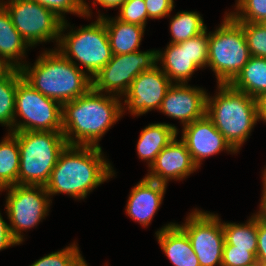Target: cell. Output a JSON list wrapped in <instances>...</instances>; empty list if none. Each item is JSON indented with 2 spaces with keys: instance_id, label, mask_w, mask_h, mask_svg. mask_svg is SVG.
<instances>
[{
  "instance_id": "obj_1",
  "label": "cell",
  "mask_w": 266,
  "mask_h": 266,
  "mask_svg": "<svg viewBox=\"0 0 266 266\" xmlns=\"http://www.w3.org/2000/svg\"><path fill=\"white\" fill-rule=\"evenodd\" d=\"M121 97L91 88L62 105V133L67 145L100 147L99 141L124 114Z\"/></svg>"
},
{
  "instance_id": "obj_2",
  "label": "cell",
  "mask_w": 266,
  "mask_h": 266,
  "mask_svg": "<svg viewBox=\"0 0 266 266\" xmlns=\"http://www.w3.org/2000/svg\"><path fill=\"white\" fill-rule=\"evenodd\" d=\"M115 174L101 147L66 145L45 185L49 196L67 194L84 199Z\"/></svg>"
},
{
  "instance_id": "obj_3",
  "label": "cell",
  "mask_w": 266,
  "mask_h": 266,
  "mask_svg": "<svg viewBox=\"0 0 266 266\" xmlns=\"http://www.w3.org/2000/svg\"><path fill=\"white\" fill-rule=\"evenodd\" d=\"M23 79L42 95L58 101L70 102L92 88V79L58 50H45L34 65L20 68Z\"/></svg>"
},
{
  "instance_id": "obj_4",
  "label": "cell",
  "mask_w": 266,
  "mask_h": 266,
  "mask_svg": "<svg viewBox=\"0 0 266 266\" xmlns=\"http://www.w3.org/2000/svg\"><path fill=\"white\" fill-rule=\"evenodd\" d=\"M217 87L214 97L207 95L206 116L231 147L239 152L259 121L256 99L230 84H217Z\"/></svg>"
},
{
  "instance_id": "obj_5",
  "label": "cell",
  "mask_w": 266,
  "mask_h": 266,
  "mask_svg": "<svg viewBox=\"0 0 266 266\" xmlns=\"http://www.w3.org/2000/svg\"><path fill=\"white\" fill-rule=\"evenodd\" d=\"M18 139L20 164L19 185L45 186L67 142L62 132H12Z\"/></svg>"
},
{
  "instance_id": "obj_6",
  "label": "cell",
  "mask_w": 266,
  "mask_h": 266,
  "mask_svg": "<svg viewBox=\"0 0 266 266\" xmlns=\"http://www.w3.org/2000/svg\"><path fill=\"white\" fill-rule=\"evenodd\" d=\"M69 26L67 20L63 21L55 49L76 66L80 65L82 71L85 68L92 79L113 56L105 23L101 17H97L91 24L81 26L78 30L72 28L68 34H64Z\"/></svg>"
},
{
  "instance_id": "obj_7",
  "label": "cell",
  "mask_w": 266,
  "mask_h": 266,
  "mask_svg": "<svg viewBox=\"0 0 266 266\" xmlns=\"http://www.w3.org/2000/svg\"><path fill=\"white\" fill-rule=\"evenodd\" d=\"M250 57L243 27L226 12L219 27L209 32L207 67L215 73L218 84H230Z\"/></svg>"
},
{
  "instance_id": "obj_8",
  "label": "cell",
  "mask_w": 266,
  "mask_h": 266,
  "mask_svg": "<svg viewBox=\"0 0 266 266\" xmlns=\"http://www.w3.org/2000/svg\"><path fill=\"white\" fill-rule=\"evenodd\" d=\"M22 117L19 122L17 117ZM62 104L42 95L22 77L17 69L14 128L11 132H62Z\"/></svg>"
},
{
  "instance_id": "obj_9",
  "label": "cell",
  "mask_w": 266,
  "mask_h": 266,
  "mask_svg": "<svg viewBox=\"0 0 266 266\" xmlns=\"http://www.w3.org/2000/svg\"><path fill=\"white\" fill-rule=\"evenodd\" d=\"M7 190L6 213L12 237L18 244L24 241L22 231L30 230L48 215L51 197L45 186L19 185L4 188Z\"/></svg>"
},
{
  "instance_id": "obj_10",
  "label": "cell",
  "mask_w": 266,
  "mask_h": 266,
  "mask_svg": "<svg viewBox=\"0 0 266 266\" xmlns=\"http://www.w3.org/2000/svg\"><path fill=\"white\" fill-rule=\"evenodd\" d=\"M2 6L26 43L33 47L60 38L63 20L34 0H8Z\"/></svg>"
},
{
  "instance_id": "obj_11",
  "label": "cell",
  "mask_w": 266,
  "mask_h": 266,
  "mask_svg": "<svg viewBox=\"0 0 266 266\" xmlns=\"http://www.w3.org/2000/svg\"><path fill=\"white\" fill-rule=\"evenodd\" d=\"M158 65L157 50L135 51L113 55L111 60L92 78V88L100 93L124 96L134 79L143 71Z\"/></svg>"
},
{
  "instance_id": "obj_12",
  "label": "cell",
  "mask_w": 266,
  "mask_h": 266,
  "mask_svg": "<svg viewBox=\"0 0 266 266\" xmlns=\"http://www.w3.org/2000/svg\"><path fill=\"white\" fill-rule=\"evenodd\" d=\"M200 266H222L225 244L221 219L217 214L194 209L182 225Z\"/></svg>"
},
{
  "instance_id": "obj_13",
  "label": "cell",
  "mask_w": 266,
  "mask_h": 266,
  "mask_svg": "<svg viewBox=\"0 0 266 266\" xmlns=\"http://www.w3.org/2000/svg\"><path fill=\"white\" fill-rule=\"evenodd\" d=\"M209 33L207 30L180 43H169L164 51L157 50V62L172 83H188L197 69L207 66ZM174 82H173V81Z\"/></svg>"
},
{
  "instance_id": "obj_14",
  "label": "cell",
  "mask_w": 266,
  "mask_h": 266,
  "mask_svg": "<svg viewBox=\"0 0 266 266\" xmlns=\"http://www.w3.org/2000/svg\"><path fill=\"white\" fill-rule=\"evenodd\" d=\"M172 84L160 66L156 65L134 79L124 95L125 99L122 100L131 115H144L153 109H160L165 94Z\"/></svg>"
},
{
  "instance_id": "obj_15",
  "label": "cell",
  "mask_w": 266,
  "mask_h": 266,
  "mask_svg": "<svg viewBox=\"0 0 266 266\" xmlns=\"http://www.w3.org/2000/svg\"><path fill=\"white\" fill-rule=\"evenodd\" d=\"M208 93L188 83H173L167 90L159 109L163 114L181 121L184 126L206 115Z\"/></svg>"
},
{
  "instance_id": "obj_16",
  "label": "cell",
  "mask_w": 266,
  "mask_h": 266,
  "mask_svg": "<svg viewBox=\"0 0 266 266\" xmlns=\"http://www.w3.org/2000/svg\"><path fill=\"white\" fill-rule=\"evenodd\" d=\"M182 128L181 140L198 168L202 160L223 150L231 154L237 153L206 115Z\"/></svg>"
},
{
  "instance_id": "obj_17",
  "label": "cell",
  "mask_w": 266,
  "mask_h": 266,
  "mask_svg": "<svg viewBox=\"0 0 266 266\" xmlns=\"http://www.w3.org/2000/svg\"><path fill=\"white\" fill-rule=\"evenodd\" d=\"M176 138L157 155L145 176L147 179L167 185L168 181L182 180L198 169L185 143Z\"/></svg>"
},
{
  "instance_id": "obj_18",
  "label": "cell",
  "mask_w": 266,
  "mask_h": 266,
  "mask_svg": "<svg viewBox=\"0 0 266 266\" xmlns=\"http://www.w3.org/2000/svg\"><path fill=\"white\" fill-rule=\"evenodd\" d=\"M167 185L144 177L129 194L126 213L134 221L147 227L159 210Z\"/></svg>"
},
{
  "instance_id": "obj_19",
  "label": "cell",
  "mask_w": 266,
  "mask_h": 266,
  "mask_svg": "<svg viewBox=\"0 0 266 266\" xmlns=\"http://www.w3.org/2000/svg\"><path fill=\"white\" fill-rule=\"evenodd\" d=\"M155 234L162 251L174 266H200L187 234L176 223L166 224Z\"/></svg>"
},
{
  "instance_id": "obj_20",
  "label": "cell",
  "mask_w": 266,
  "mask_h": 266,
  "mask_svg": "<svg viewBox=\"0 0 266 266\" xmlns=\"http://www.w3.org/2000/svg\"><path fill=\"white\" fill-rule=\"evenodd\" d=\"M105 23L113 55L128 54L139 50L145 27L109 18L99 14Z\"/></svg>"
},
{
  "instance_id": "obj_21",
  "label": "cell",
  "mask_w": 266,
  "mask_h": 266,
  "mask_svg": "<svg viewBox=\"0 0 266 266\" xmlns=\"http://www.w3.org/2000/svg\"><path fill=\"white\" fill-rule=\"evenodd\" d=\"M28 47L30 46L13 25L8 11L0 6V59L12 68L20 69L24 65L22 58L26 56Z\"/></svg>"
},
{
  "instance_id": "obj_22",
  "label": "cell",
  "mask_w": 266,
  "mask_h": 266,
  "mask_svg": "<svg viewBox=\"0 0 266 266\" xmlns=\"http://www.w3.org/2000/svg\"><path fill=\"white\" fill-rule=\"evenodd\" d=\"M178 129L168 123H152L142 129L137 142V154L141 160H147L148 167L157 155L177 136Z\"/></svg>"
},
{
  "instance_id": "obj_23",
  "label": "cell",
  "mask_w": 266,
  "mask_h": 266,
  "mask_svg": "<svg viewBox=\"0 0 266 266\" xmlns=\"http://www.w3.org/2000/svg\"><path fill=\"white\" fill-rule=\"evenodd\" d=\"M230 85L254 99L266 92V58L251 56Z\"/></svg>"
},
{
  "instance_id": "obj_24",
  "label": "cell",
  "mask_w": 266,
  "mask_h": 266,
  "mask_svg": "<svg viewBox=\"0 0 266 266\" xmlns=\"http://www.w3.org/2000/svg\"><path fill=\"white\" fill-rule=\"evenodd\" d=\"M19 164L18 139L8 132L0 142V186L3 189L18 184Z\"/></svg>"
},
{
  "instance_id": "obj_25",
  "label": "cell",
  "mask_w": 266,
  "mask_h": 266,
  "mask_svg": "<svg viewBox=\"0 0 266 266\" xmlns=\"http://www.w3.org/2000/svg\"><path fill=\"white\" fill-rule=\"evenodd\" d=\"M257 227L258 218L252 215L247 223H227L222 222L224 232V245H232L234 248L247 249V251L257 253Z\"/></svg>"
},
{
  "instance_id": "obj_26",
  "label": "cell",
  "mask_w": 266,
  "mask_h": 266,
  "mask_svg": "<svg viewBox=\"0 0 266 266\" xmlns=\"http://www.w3.org/2000/svg\"><path fill=\"white\" fill-rule=\"evenodd\" d=\"M207 30L202 16L194 11H180L170 21L172 39L170 43H180Z\"/></svg>"
},
{
  "instance_id": "obj_27",
  "label": "cell",
  "mask_w": 266,
  "mask_h": 266,
  "mask_svg": "<svg viewBox=\"0 0 266 266\" xmlns=\"http://www.w3.org/2000/svg\"><path fill=\"white\" fill-rule=\"evenodd\" d=\"M16 88L17 69H13L0 81V124L9 127L8 132L14 128Z\"/></svg>"
},
{
  "instance_id": "obj_28",
  "label": "cell",
  "mask_w": 266,
  "mask_h": 266,
  "mask_svg": "<svg viewBox=\"0 0 266 266\" xmlns=\"http://www.w3.org/2000/svg\"><path fill=\"white\" fill-rule=\"evenodd\" d=\"M77 246L74 242L62 250L45 255L30 266H82L86 261Z\"/></svg>"
},
{
  "instance_id": "obj_29",
  "label": "cell",
  "mask_w": 266,
  "mask_h": 266,
  "mask_svg": "<svg viewBox=\"0 0 266 266\" xmlns=\"http://www.w3.org/2000/svg\"><path fill=\"white\" fill-rule=\"evenodd\" d=\"M236 11L229 14L238 23H261L266 19V0H236Z\"/></svg>"
},
{
  "instance_id": "obj_30",
  "label": "cell",
  "mask_w": 266,
  "mask_h": 266,
  "mask_svg": "<svg viewBox=\"0 0 266 266\" xmlns=\"http://www.w3.org/2000/svg\"><path fill=\"white\" fill-rule=\"evenodd\" d=\"M54 12L60 19L66 21L65 13L77 14L81 17H91L92 12L85 0H34ZM91 14V15H90Z\"/></svg>"
},
{
  "instance_id": "obj_31",
  "label": "cell",
  "mask_w": 266,
  "mask_h": 266,
  "mask_svg": "<svg viewBox=\"0 0 266 266\" xmlns=\"http://www.w3.org/2000/svg\"><path fill=\"white\" fill-rule=\"evenodd\" d=\"M251 56L266 58V28L261 23H239Z\"/></svg>"
},
{
  "instance_id": "obj_32",
  "label": "cell",
  "mask_w": 266,
  "mask_h": 266,
  "mask_svg": "<svg viewBox=\"0 0 266 266\" xmlns=\"http://www.w3.org/2000/svg\"><path fill=\"white\" fill-rule=\"evenodd\" d=\"M117 18L123 22L146 26L148 12L144 0H126L119 7Z\"/></svg>"
},
{
  "instance_id": "obj_33",
  "label": "cell",
  "mask_w": 266,
  "mask_h": 266,
  "mask_svg": "<svg viewBox=\"0 0 266 266\" xmlns=\"http://www.w3.org/2000/svg\"><path fill=\"white\" fill-rule=\"evenodd\" d=\"M254 263H257V258L253 252L224 245L222 266H248Z\"/></svg>"
},
{
  "instance_id": "obj_34",
  "label": "cell",
  "mask_w": 266,
  "mask_h": 266,
  "mask_svg": "<svg viewBox=\"0 0 266 266\" xmlns=\"http://www.w3.org/2000/svg\"><path fill=\"white\" fill-rule=\"evenodd\" d=\"M148 18L160 19L169 16L173 10L174 0H144Z\"/></svg>"
},
{
  "instance_id": "obj_35",
  "label": "cell",
  "mask_w": 266,
  "mask_h": 266,
  "mask_svg": "<svg viewBox=\"0 0 266 266\" xmlns=\"http://www.w3.org/2000/svg\"><path fill=\"white\" fill-rule=\"evenodd\" d=\"M257 262L266 264V223L258 219L257 227Z\"/></svg>"
},
{
  "instance_id": "obj_36",
  "label": "cell",
  "mask_w": 266,
  "mask_h": 266,
  "mask_svg": "<svg viewBox=\"0 0 266 266\" xmlns=\"http://www.w3.org/2000/svg\"><path fill=\"white\" fill-rule=\"evenodd\" d=\"M14 245L19 244L12 237L9 224L3 220V217L0 213V251Z\"/></svg>"
},
{
  "instance_id": "obj_37",
  "label": "cell",
  "mask_w": 266,
  "mask_h": 266,
  "mask_svg": "<svg viewBox=\"0 0 266 266\" xmlns=\"http://www.w3.org/2000/svg\"><path fill=\"white\" fill-rule=\"evenodd\" d=\"M258 118L266 123V92L256 98Z\"/></svg>"
},
{
  "instance_id": "obj_38",
  "label": "cell",
  "mask_w": 266,
  "mask_h": 266,
  "mask_svg": "<svg viewBox=\"0 0 266 266\" xmlns=\"http://www.w3.org/2000/svg\"><path fill=\"white\" fill-rule=\"evenodd\" d=\"M263 194L262 195V199H261V203H260V207H259V211L255 214L256 217L262 221L266 223V190H262Z\"/></svg>"
},
{
  "instance_id": "obj_39",
  "label": "cell",
  "mask_w": 266,
  "mask_h": 266,
  "mask_svg": "<svg viewBox=\"0 0 266 266\" xmlns=\"http://www.w3.org/2000/svg\"><path fill=\"white\" fill-rule=\"evenodd\" d=\"M126 0H95L93 5L96 6V3L100 4L102 7L106 8H115L120 7Z\"/></svg>"
},
{
  "instance_id": "obj_40",
  "label": "cell",
  "mask_w": 266,
  "mask_h": 266,
  "mask_svg": "<svg viewBox=\"0 0 266 266\" xmlns=\"http://www.w3.org/2000/svg\"><path fill=\"white\" fill-rule=\"evenodd\" d=\"M14 68H12L6 61L0 59V81L4 79Z\"/></svg>"
},
{
  "instance_id": "obj_41",
  "label": "cell",
  "mask_w": 266,
  "mask_h": 266,
  "mask_svg": "<svg viewBox=\"0 0 266 266\" xmlns=\"http://www.w3.org/2000/svg\"><path fill=\"white\" fill-rule=\"evenodd\" d=\"M263 172V178H262V182H263V190H266V167L265 169L262 171Z\"/></svg>"
},
{
  "instance_id": "obj_42",
  "label": "cell",
  "mask_w": 266,
  "mask_h": 266,
  "mask_svg": "<svg viewBox=\"0 0 266 266\" xmlns=\"http://www.w3.org/2000/svg\"><path fill=\"white\" fill-rule=\"evenodd\" d=\"M261 25H263V26L266 28V19H264V20L261 22Z\"/></svg>"
},
{
  "instance_id": "obj_43",
  "label": "cell",
  "mask_w": 266,
  "mask_h": 266,
  "mask_svg": "<svg viewBox=\"0 0 266 266\" xmlns=\"http://www.w3.org/2000/svg\"><path fill=\"white\" fill-rule=\"evenodd\" d=\"M248 266H259V262L254 263L253 265H248Z\"/></svg>"
},
{
  "instance_id": "obj_44",
  "label": "cell",
  "mask_w": 266,
  "mask_h": 266,
  "mask_svg": "<svg viewBox=\"0 0 266 266\" xmlns=\"http://www.w3.org/2000/svg\"><path fill=\"white\" fill-rule=\"evenodd\" d=\"M259 266H266V264H263V263H259Z\"/></svg>"
},
{
  "instance_id": "obj_45",
  "label": "cell",
  "mask_w": 266,
  "mask_h": 266,
  "mask_svg": "<svg viewBox=\"0 0 266 266\" xmlns=\"http://www.w3.org/2000/svg\"><path fill=\"white\" fill-rule=\"evenodd\" d=\"M82 266H88V264L85 262ZM107 266V265H106Z\"/></svg>"
}]
</instances>
